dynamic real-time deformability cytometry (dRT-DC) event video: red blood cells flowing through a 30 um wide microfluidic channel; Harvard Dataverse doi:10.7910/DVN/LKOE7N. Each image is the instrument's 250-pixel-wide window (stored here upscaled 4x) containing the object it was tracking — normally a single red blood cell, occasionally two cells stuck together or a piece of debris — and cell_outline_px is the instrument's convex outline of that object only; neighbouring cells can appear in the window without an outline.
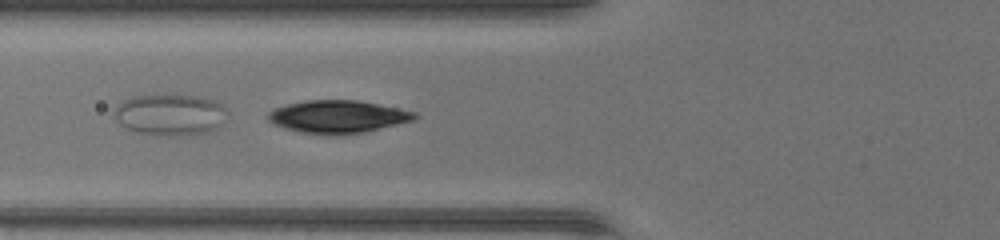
{"species": "common noctule bat (a hibernating species)", "species_latin": "Nyctalus noctula", "temperature_condition": "warm", "stored_images_in_passage": 44, "camera_frame_rate_fps": 3000, "um_per_image_px": 0.085, "animal": {"sex": "female", "body_mass_g": 17.0, "forearm_length_mm": 48.0}, "frame": {"image": 1, "passage_image": 15, "time_ms": 4.667, "image_size_px": [1000, 240], "cell_outline_px": [[420, 116], [412, 120], [364, 132], [332, 136], [328, 136], [300, 132], [284, 128], [272, 124], [268, 120], [268, 112], [272, 108], [288, 104], [308, 100], [356, 100], [416, 112]], "centroid_in_image_um": [28.65, 9.93], "position_along_channel_um": 97.2, "area_um2": 27.92}}
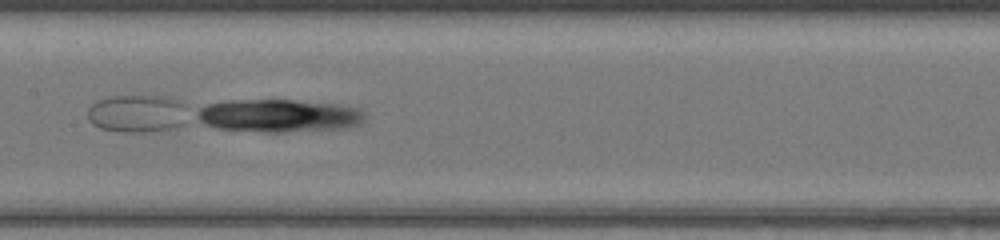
{"frame": {"image": 2, "passage_image": 21, "time_ms": 6.667, "image_size_px": [1000, 240], "cell_outline_px": [[364, 120], [360, 124], [344, 128], [284, 132], [264, 132], [216, 128], [200, 120], [200, 108], [208, 104], [228, 100], [296, 100], [336, 104], [356, 108], [364, 112]], "centroid_in_image_um": [23.75, 9.83], "position_along_channel_um": 183.7, "area_um2": 31.79}}